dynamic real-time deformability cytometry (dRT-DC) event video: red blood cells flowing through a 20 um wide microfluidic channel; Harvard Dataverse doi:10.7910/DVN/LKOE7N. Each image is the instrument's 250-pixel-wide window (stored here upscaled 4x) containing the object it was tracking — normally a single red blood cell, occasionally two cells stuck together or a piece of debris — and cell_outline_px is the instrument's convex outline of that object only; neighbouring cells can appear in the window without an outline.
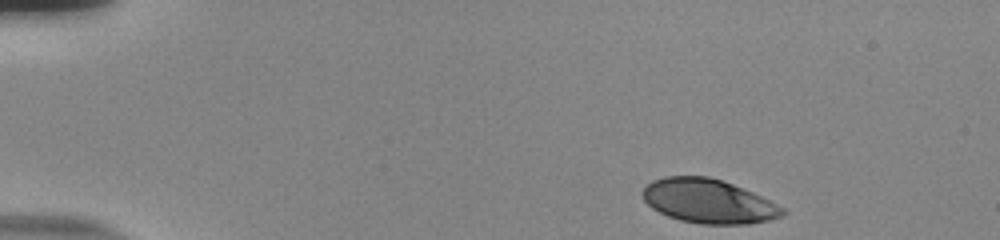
{"species": "human", "species_latin": "Homo sapiens", "temperature_condition": "room temperature", "stored_images_in_passage": 49, "camera_frame_rate_fps": 3000, "um_per_image_px": 0.085, "donor": {"sex": "male"}, "frame": {"image": 1, "passage_image": 1, "time_ms": 0.0, "image_size_px": [1000, 240], "cell_outline_px": [[788, 212], [784, 216], [768, 220], [748, 224], [700, 224], [680, 220], [668, 216], [652, 208], [644, 200], [640, 192], [652, 180], [664, 176], [708, 176], [724, 180], [752, 192], [784, 208]], "centroid_in_image_um": [60.21, 17.1], "position_along_channel_um": 24.8, "area_um2": 36.07}}
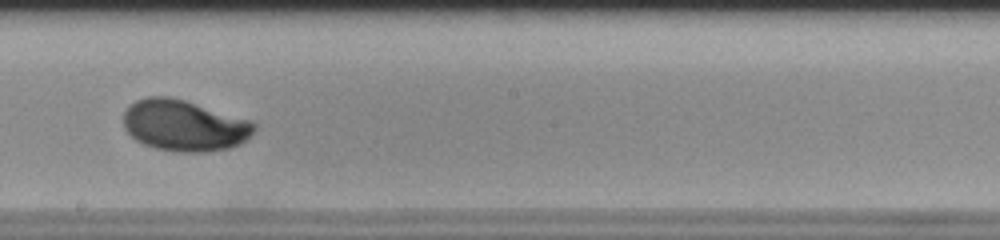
{"frame": {"image": 2, "passage_image": 26, "time_ms": 8.333, "image_size_px": [1000, 240], "cell_outline_px": [[256, 128], [240, 144], [228, 148], [204, 152], [180, 152], [156, 148], [144, 144], [136, 140], [124, 128], [124, 112], [136, 100], [148, 96], [172, 96], [252, 120], [256, 124]], "centroid_in_image_um": [15.67, 10.65], "position_along_channel_um": 232.5, "area_um2": 38.96}}
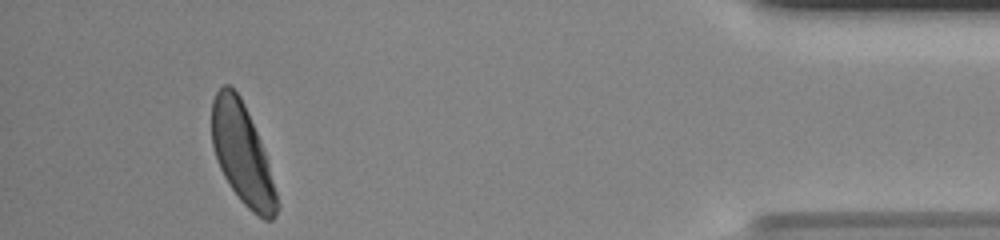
{"frame": {"image": 3, "passage_image": 45, "time_ms": 14.667, "image_size_px": [1000, 240], "cell_outline_px": [[280, 204], [276, 216], [272, 220], [264, 220], [252, 212], [240, 200], [228, 184], [220, 168], [212, 144], [212, 100], [216, 92], [224, 84], [228, 84], [240, 96], [244, 104], [260, 140], [268, 160]], "centroid_in_image_um": [20.61, 13.14], "position_along_channel_um": 414.6, "area_um2": 37.97}, "authors_computed_cell_mechanics": {"area_um2": 37.9746, "velocity_mm_per_s": 3.7074, "shape_relaxation_time_tau1_ms": 2.6551, "shape_relaxation_time_tau2_ms": null, "deformation_change_tau1": 0.145, "deformation_change_tau2": null}}